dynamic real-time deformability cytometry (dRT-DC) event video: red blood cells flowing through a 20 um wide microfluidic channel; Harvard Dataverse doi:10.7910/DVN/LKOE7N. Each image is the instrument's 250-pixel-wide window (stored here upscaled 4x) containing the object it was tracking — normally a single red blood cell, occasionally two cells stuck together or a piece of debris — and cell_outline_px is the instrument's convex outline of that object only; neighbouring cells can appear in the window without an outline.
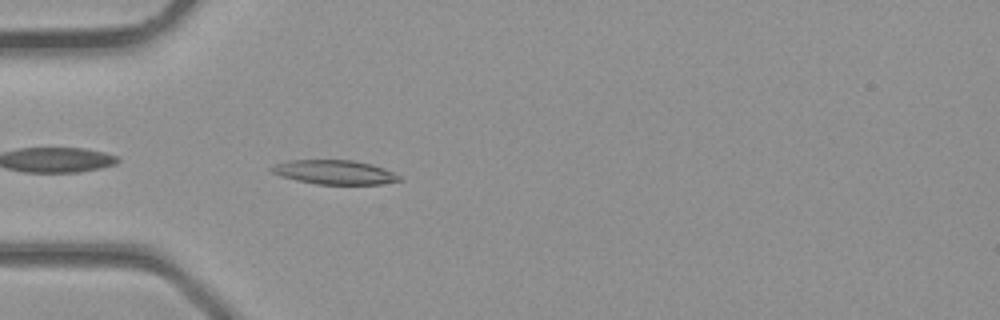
{"species": "common noctule bat (a hibernating species)", "species_latin": "Nyctalus noctula", "temperature_condition": "room temperature", "stored_images_in_passage": 3, "camera_frame_rate_fps": 3000, "um_per_image_px": 0.085, "animal": {"sex": "male", "body_mass_g": 23.1, "forearm_length_mm": 52.7}, "frame": {"image": 1, "passage_image": 3, "time_ms": 0.667, "image_size_px": [1000, 320], "cell_outline_px": [[404, 180], [380, 184], [316, 184], [296, 180], [272, 172], [268, 168], [276, 164], [288, 160], [352, 160], [372, 164], [384, 168], [400, 176]], "centroid_in_image_um": [28.46, 14.63], "position_along_channel_um": 56.5, "area_um2": 17.92}}